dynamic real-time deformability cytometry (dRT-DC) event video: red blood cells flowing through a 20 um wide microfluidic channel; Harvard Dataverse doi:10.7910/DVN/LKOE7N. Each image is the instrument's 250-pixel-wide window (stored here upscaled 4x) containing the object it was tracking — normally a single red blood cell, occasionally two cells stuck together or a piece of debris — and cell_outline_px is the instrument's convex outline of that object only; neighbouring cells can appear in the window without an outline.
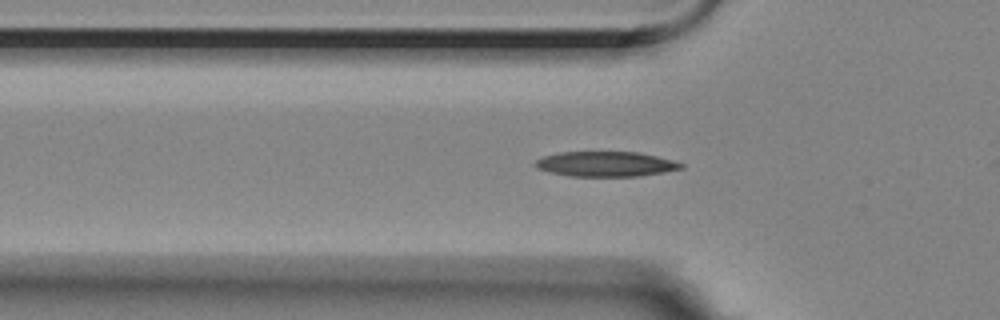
{"species": "Egyptian fruit bat (a non-hibernating species)", "species_latin": "Rousettus aegyptiacus", "temperature_condition": "room temperature", "stored_images_in_passage": 40, "camera_frame_rate_fps": 3000, "um_per_image_px": 0.085, "animal": {"sex": "female"}, "frame": {"image": 1, "passage_image": 2, "time_ms": 0.333, "image_size_px": [1000, 320], "cell_outline_px": [[684, 168], [640, 176], [568, 176], [536, 168], [532, 164], [536, 160], [544, 156], [560, 152], [640, 152], [672, 160], [684, 164]], "centroid_in_image_um": [51.47, 13.94], "position_along_channel_um": 74.3, "area_um2": 21.21}}
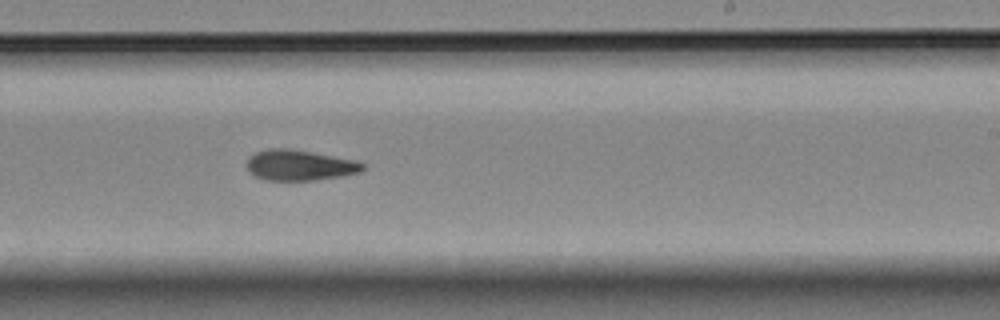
{"frame": {"image": 2, "passage_image": 18, "time_ms": 5.667, "image_size_px": [1000, 320], "cell_outline_px": [[368, 164], [360, 172], [340, 176], [316, 180], [264, 180], [248, 172], [248, 156], [256, 152], [268, 148], [288, 148], [356, 160]], "centroid_in_image_um": [25.47, 14.04], "position_along_channel_um": 263.5, "area_um2": 20.69}}
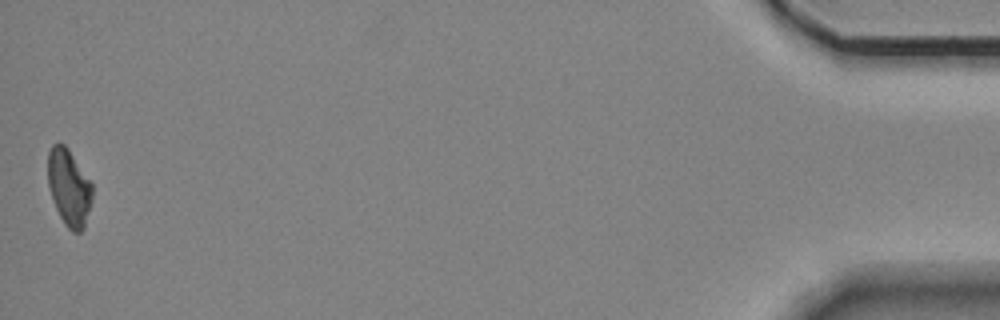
{"frame": {"image": 3, "passage_image": 40, "time_ms": 13.0, "image_size_px": [1000, 320], "cell_outline_px": [[92, 200], [84, 228], [80, 232], [72, 232], [64, 224], [56, 208], [48, 184], [48, 152], [52, 144], [64, 144], [68, 148], [92, 184]], "centroid_in_image_um": [5.87, 15.94], "position_along_channel_um": 429.3, "area_um2": 19.65}, "authors_computed_cell_mechanics": {"area_um2": 20.6635, "velocity_mm_per_s": 3.5292, "shape_relaxation_time_tau1_ms": 7.5146, "shape_relaxation_time_tau2_ms": 7.5161, "deformation_change_tau1": 0.1877, "deformation_change_tau2": 0.1667}}